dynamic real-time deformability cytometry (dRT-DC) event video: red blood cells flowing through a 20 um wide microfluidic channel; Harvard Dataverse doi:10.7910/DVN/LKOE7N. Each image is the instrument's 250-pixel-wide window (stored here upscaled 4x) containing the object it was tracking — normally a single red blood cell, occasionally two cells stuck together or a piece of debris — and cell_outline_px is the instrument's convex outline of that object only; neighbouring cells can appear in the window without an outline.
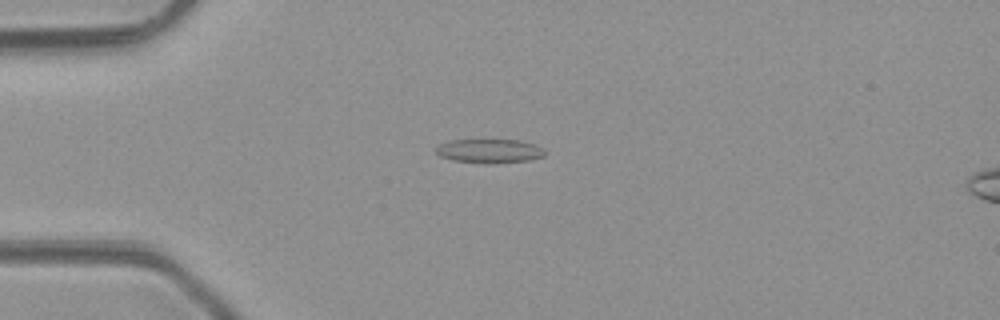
{"species": "common noctule bat (a hibernating species)", "species_latin": "Nyctalus noctula", "temperature_condition": "room temperature", "stored_images_in_passage": 4, "camera_frame_rate_fps": 3000, "um_per_image_px": 0.085, "animal": {"sex": "male", "body_mass_g": 23.1, "forearm_length_mm": 52.7}, "frame": {"image": 1, "passage_image": 2, "time_ms": 1.0, "image_size_px": [1000, 320], "cell_outline_px": [[544, 156], [532, 160], [496, 164], [484, 164], [452, 160], [440, 156], [436, 152], [436, 148], [440, 144], [452, 140], [520, 140], [536, 144], [544, 148]], "centroid_in_image_um": [41.65, 12.85], "position_along_channel_um": 43.3, "area_um2": 15.49}}
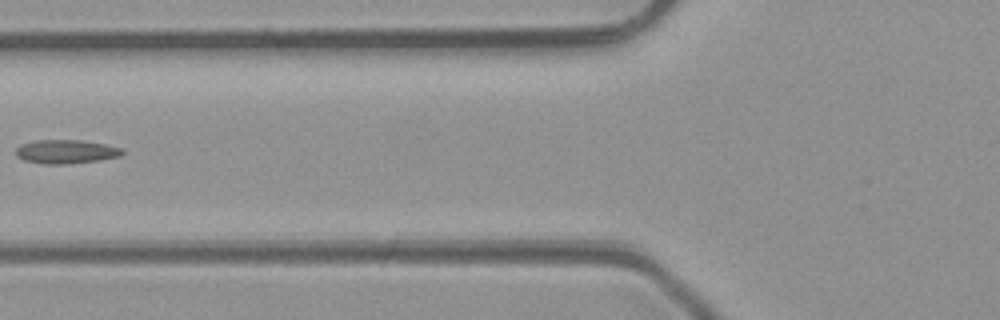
{"frame": {"image": 2, "passage_image": 4, "time_ms": 3.333, "image_size_px": [1000, 320], "cell_outline_px": [[124, 152], [120, 156], [100, 160], [64, 164], [44, 164], [24, 160], [16, 156], [16, 148], [20, 144], [36, 140], [80, 140], [104, 144], [124, 148]], "centroid_in_image_um": [5.61, 12.89], "position_along_channel_um": 120.2, "area_um2": 14.8}}